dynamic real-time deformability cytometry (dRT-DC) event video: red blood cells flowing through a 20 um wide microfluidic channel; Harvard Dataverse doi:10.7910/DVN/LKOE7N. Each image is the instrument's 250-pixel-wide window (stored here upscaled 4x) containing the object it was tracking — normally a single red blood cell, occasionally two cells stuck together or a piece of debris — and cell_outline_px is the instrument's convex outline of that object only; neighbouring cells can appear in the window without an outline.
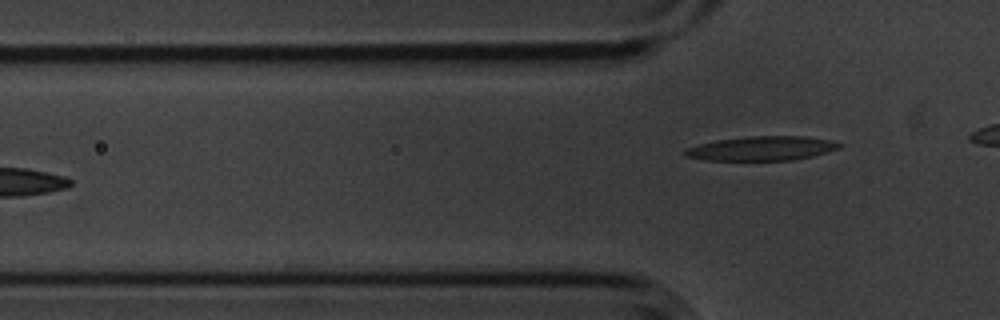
{"species": "common noctule bat (a hibernating species)", "species_latin": "Nyctalus noctula", "temperature_condition": "cold", "stored_images_in_passage": 7, "camera_frame_rate_fps": 3000, "um_per_image_px": 0.085, "animal": {"sex": "male", "body_mass_g": 20.1, "forearm_length_mm": 53.5}, "frame": {"image": 1, "passage_image": 7, "time_ms": 2.0, "image_size_px": [1000, 320], "cell_outline_px": [[844, 144], [840, 148], [812, 156], [792, 160], [704, 160], [684, 156], [684, 148], [716, 140], [748, 136], [804, 136], [832, 140]], "centroid_in_image_um": [64.75, 12.61], "position_along_channel_um": 61.0, "area_um2": 21.91}}